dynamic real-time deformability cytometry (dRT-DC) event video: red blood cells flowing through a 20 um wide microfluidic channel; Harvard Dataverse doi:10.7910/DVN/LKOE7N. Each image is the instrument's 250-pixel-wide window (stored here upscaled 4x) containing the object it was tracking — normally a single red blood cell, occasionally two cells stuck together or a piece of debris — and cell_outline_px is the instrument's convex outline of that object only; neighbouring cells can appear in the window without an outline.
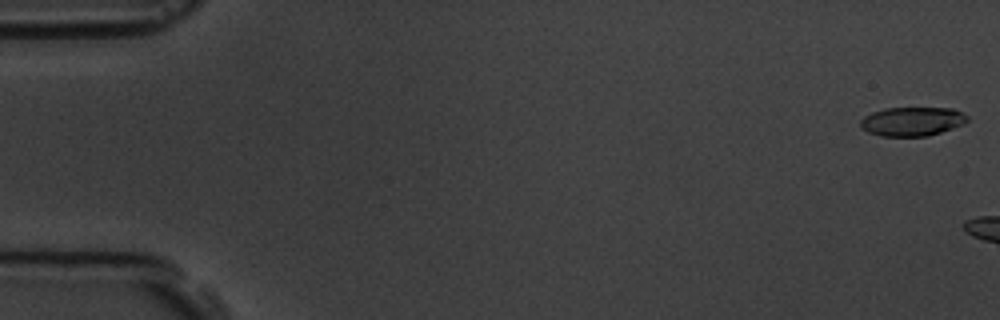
{"species": "common noctule bat (a hibernating species)", "species_latin": "Nyctalus noctula", "temperature_condition": "room temperature", "stored_images_in_passage": 3, "camera_frame_rate_fps": 3000, "um_per_image_px": 0.085, "animal": {"sex": "male", "body_mass_g": 19.5, "forearm_length_mm": 54.6}, "frame": {"image": 1, "passage_image": 1, "time_ms": 0.0, "image_size_px": [1000, 320], "cell_outline_px": [[968, 120], [964, 124], [928, 136], [880, 136], [868, 132], [860, 124], [860, 120], [864, 116], [872, 112], [884, 108], [952, 108], [968, 116]], "centroid_in_image_um": [77.53, 10.32], "position_along_channel_um": 7.5, "area_um2": 17.98}}